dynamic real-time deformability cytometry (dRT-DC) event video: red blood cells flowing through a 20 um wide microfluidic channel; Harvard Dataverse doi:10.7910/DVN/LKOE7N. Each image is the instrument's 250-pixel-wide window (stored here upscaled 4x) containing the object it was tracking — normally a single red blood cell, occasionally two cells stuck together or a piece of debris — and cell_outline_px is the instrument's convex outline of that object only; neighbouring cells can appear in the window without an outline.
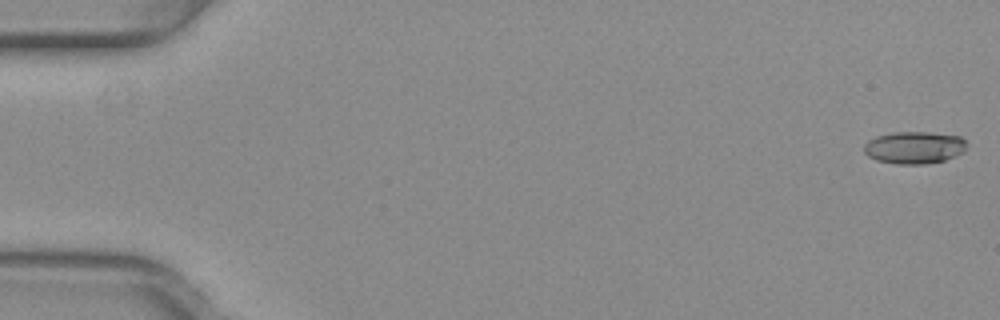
{"species": "common noctule bat (a hibernating species)", "species_latin": "Nyctalus noctula", "temperature_condition": "warm", "stored_images_in_passage": 2, "camera_frame_rate_fps": 3000, "um_per_image_px": 0.085, "animal": {"sex": "female", "body_mass_g": 29.2, "forearm_length_mm": 56.3}, "frame": {"image": 1, "passage_image": 1, "time_ms": 0.0, "image_size_px": [1000, 320], "cell_outline_px": [[964, 152], [956, 156], [944, 160], [924, 164], [896, 164], [876, 160], [868, 156], [864, 152], [864, 144], [868, 140], [876, 136], [892, 132], [928, 132], [960, 136], [964, 140]], "centroid_in_image_um": [77.68, 12.54], "position_along_channel_um": 7.3, "area_um2": 19.31}}